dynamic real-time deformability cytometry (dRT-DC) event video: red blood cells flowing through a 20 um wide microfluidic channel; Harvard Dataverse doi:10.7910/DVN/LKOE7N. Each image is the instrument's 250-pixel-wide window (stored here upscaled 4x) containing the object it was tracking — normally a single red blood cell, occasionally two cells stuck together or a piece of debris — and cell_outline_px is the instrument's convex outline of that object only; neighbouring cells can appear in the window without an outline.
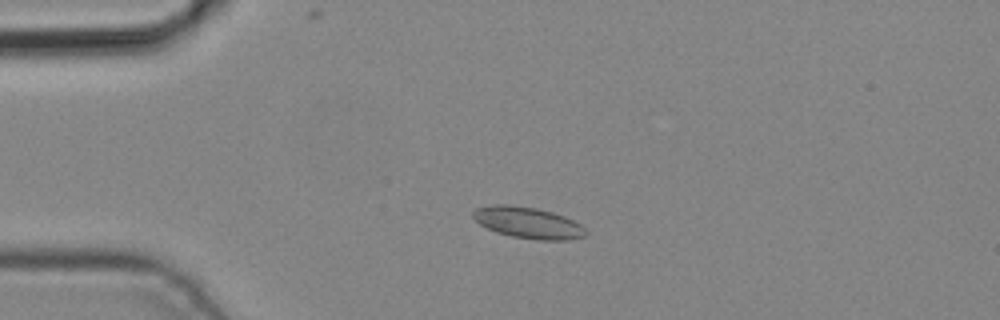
{"species": "common noctule bat (a hibernating species)", "species_latin": "Nyctalus noctula", "temperature_condition": "cold", "stored_images_in_passage": 5, "camera_frame_rate_fps": 3000, "um_per_image_px": 0.085, "animal": {"sex": "male", "body_mass_g": 19.2, "forearm_length_mm": 51.8}, "frame": {"image": 1, "passage_image": 3, "time_ms": 0.667, "image_size_px": [1000, 320], "cell_outline_px": [[588, 232], [584, 236], [568, 240], [540, 240], [512, 236], [496, 232], [480, 224], [472, 216], [472, 212], [476, 208], [492, 204], [508, 204], [536, 208], [552, 212], [564, 216], [580, 224]], "centroid_in_image_um": [44.87, 18.92], "position_along_channel_um": 40.1, "area_um2": 20.52}}
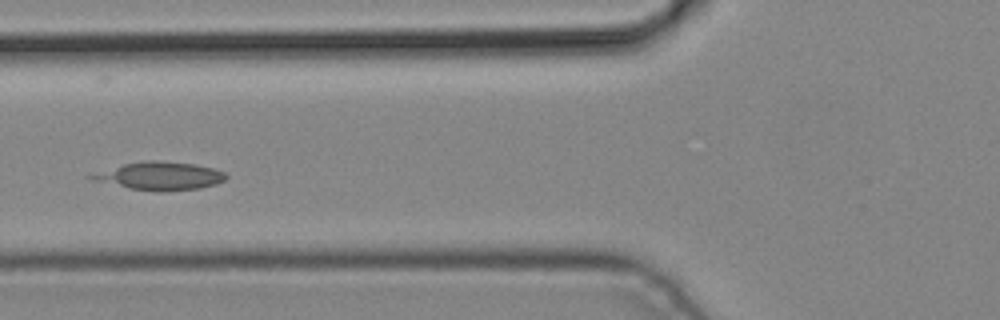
{"frame": {"image": 2, "passage_image": 5, "time_ms": 1.333, "image_size_px": [1000, 320], "cell_outline_px": [[228, 176], [224, 180], [216, 184], [200, 188], [164, 192], [156, 192], [128, 188], [92, 180], [84, 176], [124, 164], [144, 160], [152, 160], [196, 164], [212, 168], [224, 172]], "centroid_in_image_um": [13.58, 14.97], "position_along_channel_um": 112.2, "area_um2": 22.02}}